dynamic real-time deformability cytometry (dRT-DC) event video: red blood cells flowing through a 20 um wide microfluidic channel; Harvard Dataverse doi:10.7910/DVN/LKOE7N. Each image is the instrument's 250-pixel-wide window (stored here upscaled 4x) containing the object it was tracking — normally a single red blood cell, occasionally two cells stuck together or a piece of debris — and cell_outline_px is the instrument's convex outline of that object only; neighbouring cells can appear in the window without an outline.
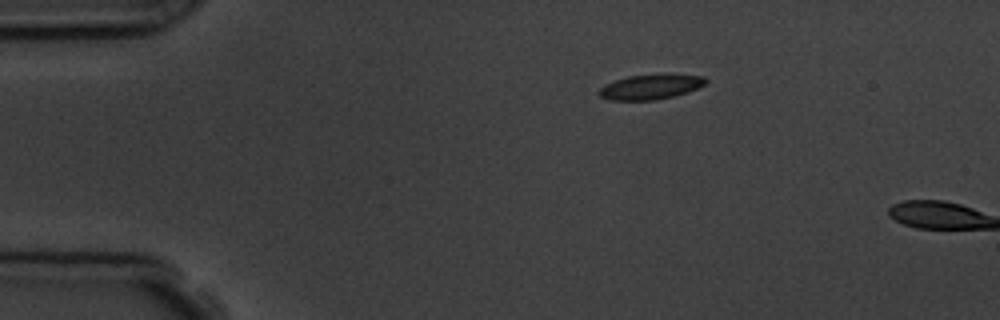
{"species": "common noctule bat (a hibernating species)", "species_latin": "Nyctalus noctula", "temperature_condition": "room temperature", "stored_images_in_passage": 2, "camera_frame_rate_fps": 3000, "um_per_image_px": 0.085, "animal": {"sex": "male", "body_mass_g": 19.5, "forearm_length_mm": 54.6}, "frame": {"image": 1, "passage_image": 1, "time_ms": 0.0, "image_size_px": [1000, 320], "cell_outline_px": [[708, 80], [704, 84], [688, 92], [676, 96], [656, 100], [612, 100], [600, 96], [596, 92], [604, 84], [628, 76], [704, 76]], "centroid_in_image_um": [55.23, 7.43], "position_along_channel_um": 29.8, "area_um2": 14.91}}